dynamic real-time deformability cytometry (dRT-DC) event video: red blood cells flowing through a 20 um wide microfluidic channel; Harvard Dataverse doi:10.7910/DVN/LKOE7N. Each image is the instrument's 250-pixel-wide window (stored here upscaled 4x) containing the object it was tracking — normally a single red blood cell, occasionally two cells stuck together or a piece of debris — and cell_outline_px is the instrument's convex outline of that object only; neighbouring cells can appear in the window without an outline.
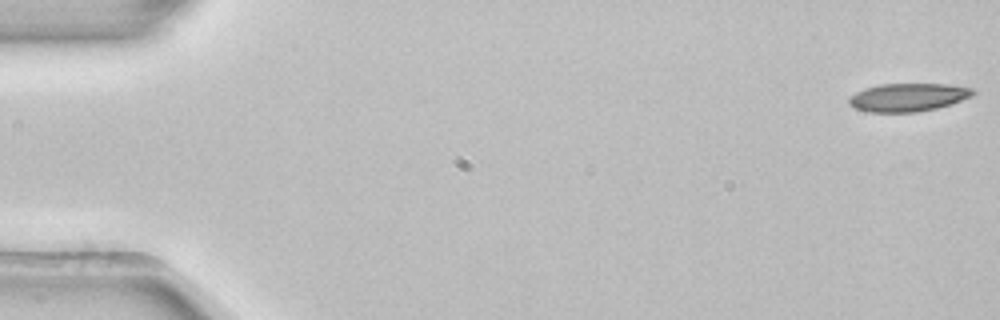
{"species": "common noctule bat (a hibernating species)", "species_latin": "Nyctalus noctula", "temperature_condition": "room temperature", "stored_images_in_passage": 53, "camera_frame_rate_fps": 3000, "um_per_image_px": 0.085, "animal": {"sex": "female", "body_mass_g": 22.7, "forearm_length_mm": 54.2}, "frame": {"image": 1, "passage_image": 1, "time_ms": 0.0, "image_size_px": [1000, 320], "cell_outline_px": [[976, 92], [972, 96], [936, 108], [916, 112], [868, 112], [856, 108], [848, 104], [848, 96], [864, 88], [880, 84], [944, 84], [972, 88]], "centroid_in_image_um": [77.12, 8.27], "position_along_channel_um": 7.9, "area_um2": 20.23}}
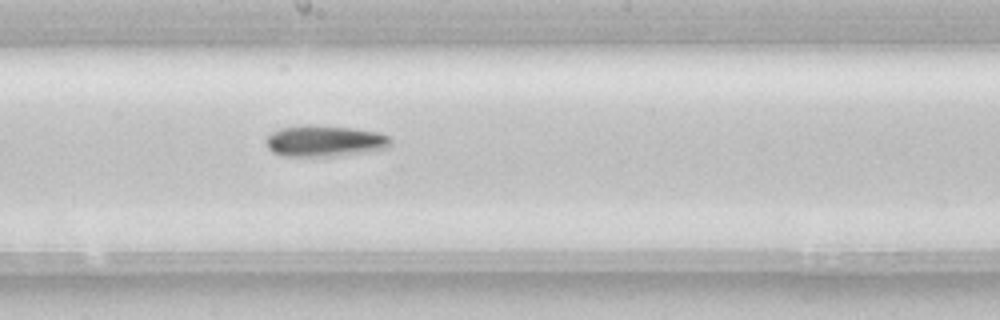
{"frame": {"image": 2, "passage_image": 29, "time_ms": 9.333, "image_size_px": [1000, 320], "cell_outline_px": [[392, 144], [388, 148], [336, 156], [280, 156], [272, 152], [268, 148], [264, 140], [272, 132], [280, 128], [300, 124], [308, 124], [348, 128], [380, 132], [388, 136], [392, 140]], "centroid_in_image_um": [27.56, 11.98], "position_along_channel_um": 220.6, "area_um2": 22.89}}
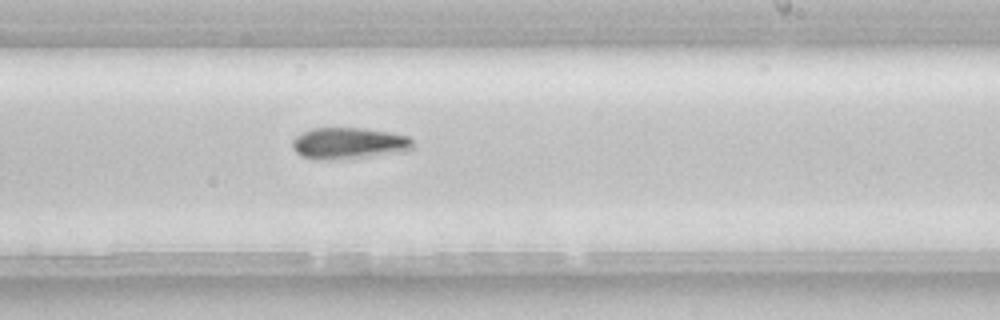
{"frame": {"image": 3, "passage_image": 32, "time_ms": 10.333, "image_size_px": [1000, 320], "cell_outline_px": [[416, 144], [412, 148], [400, 152], [368, 156], [328, 160], [300, 156], [292, 148], [292, 140], [300, 132], [312, 128], [364, 128], [388, 132], [408, 136]], "centroid_in_image_um": [29.62, 12.16], "position_along_channel_um": 259.4, "area_um2": 22.02}, "authors_computed_cell_mechanics": {"area_um2": 21.0392, "velocity_mm_per_s": 3.9076, "shape_relaxation_time_tau1_ms": 4.5128, "shape_relaxation_time_tau2_ms": null, "deformation_change_tau1": 0.1036, "deformation_change_tau2": null}}